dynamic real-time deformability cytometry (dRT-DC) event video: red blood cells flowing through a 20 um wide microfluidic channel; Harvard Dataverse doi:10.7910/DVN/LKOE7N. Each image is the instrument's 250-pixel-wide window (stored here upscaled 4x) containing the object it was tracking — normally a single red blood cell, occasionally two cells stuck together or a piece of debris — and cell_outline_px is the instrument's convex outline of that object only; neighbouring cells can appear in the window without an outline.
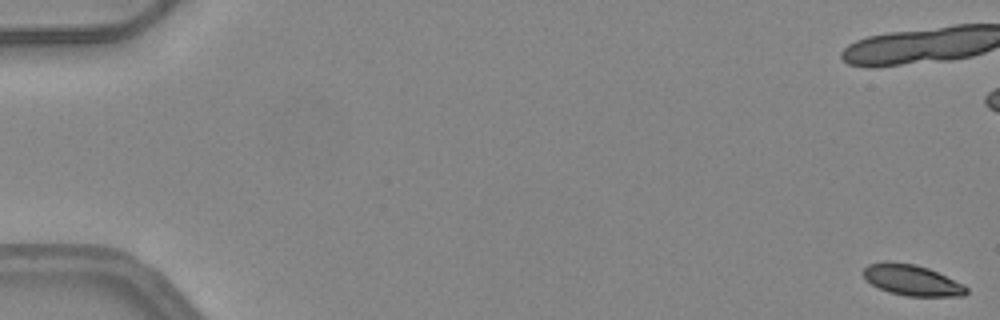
{"species": "common noctule bat (a hibernating species)", "species_latin": "Nyctalus noctula", "temperature_condition": "warm", "stored_images_in_passage": 17, "camera_frame_rate_fps": 3000, "um_per_image_px": 0.085, "animal": {"sex": "female", "body_mass_g": 24.6, "forearm_length_mm": 56.2}, "frame": {"image": 1, "passage_image": 1, "time_ms": 0.0, "image_size_px": [1000, 320], "cell_outline_px": [[968, 292], [964, 296], [908, 296], [888, 292], [872, 284], [864, 276], [864, 268], [868, 264], [916, 264], [928, 268], [964, 284], [968, 288]], "centroid_in_image_um": [77.6, 23.86], "position_along_channel_um": 7.4, "area_um2": 17.86}}